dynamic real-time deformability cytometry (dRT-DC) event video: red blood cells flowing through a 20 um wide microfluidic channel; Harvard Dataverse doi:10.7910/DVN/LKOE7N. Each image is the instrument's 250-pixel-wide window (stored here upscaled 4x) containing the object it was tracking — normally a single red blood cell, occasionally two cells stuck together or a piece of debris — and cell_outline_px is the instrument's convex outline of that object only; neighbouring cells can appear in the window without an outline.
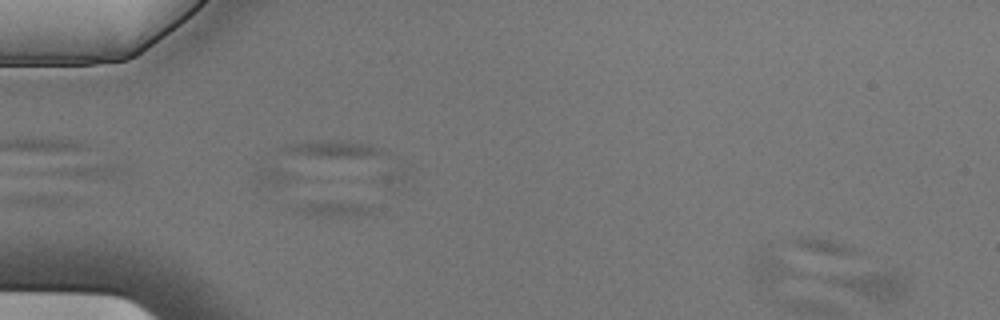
{"species": "Egyptian fruit bat (a non-hibernating species)", "species_latin": "Rousettus aegyptiacus", "temperature_condition": "cold", "stored_images_in_passage": 4, "camera_frame_rate_fps": 3000, "um_per_image_px": 0.085, "animal": {"sex": "male"}, "frame": {"image": 1, "passage_image": 1, "time_ms": 0.0, "image_size_px": [1000, 320], "cell_outline_px": [[904, 292], [900, 296], [892, 300], [872, 300], [824, 280], [828, 276], [868, 272], [884, 272], [900, 280], [904, 284]], "centroid_in_image_um": [73.96, 24.22], "position_along_channel_um": 11.0, "area_um2": 10.92}}